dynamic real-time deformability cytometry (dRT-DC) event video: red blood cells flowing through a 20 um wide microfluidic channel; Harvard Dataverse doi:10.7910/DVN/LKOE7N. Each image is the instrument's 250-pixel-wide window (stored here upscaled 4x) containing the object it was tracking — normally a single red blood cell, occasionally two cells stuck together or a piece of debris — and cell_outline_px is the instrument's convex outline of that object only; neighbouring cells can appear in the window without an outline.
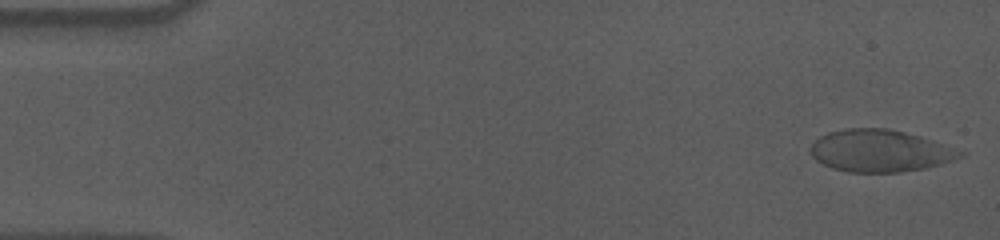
{"species": "human", "species_latin": "Homo sapiens", "temperature_condition": "cold", "stored_images_in_passage": 55, "camera_frame_rate_fps": 3000, "um_per_image_px": 0.085, "donor": {"sex": "male"}, "frame": {"image": 1, "passage_image": 1, "time_ms": 0.0, "image_size_px": [1000, 240], "cell_outline_px": [[968, 152], [964, 156], [940, 164], [924, 168], [900, 172], [848, 172], [832, 168], [816, 160], [812, 156], [808, 148], [820, 136], [828, 132], [848, 128], [888, 128], [904, 132]], "centroid_in_image_um": [74.77, 12.82], "position_along_channel_um": 10.2, "area_um2": 36.53}}
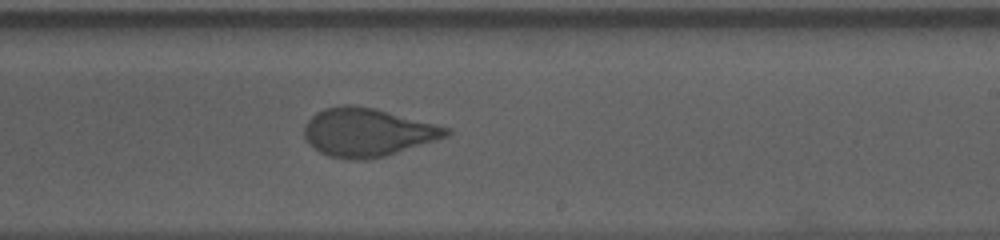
{"frame": {"image": 2, "passage_image": 33, "time_ms": 10.667, "image_size_px": [1000, 240], "cell_outline_px": [[452, 132], [448, 136], [436, 140], [384, 156], [368, 160], [348, 160], [328, 156], [320, 152], [308, 144], [304, 136], [304, 124], [316, 112], [324, 108], [344, 104], [356, 104], [376, 108], [452, 128]], "centroid_in_image_um": [31.22, 11.23], "position_along_channel_um": 257.8, "area_um2": 40.4}}
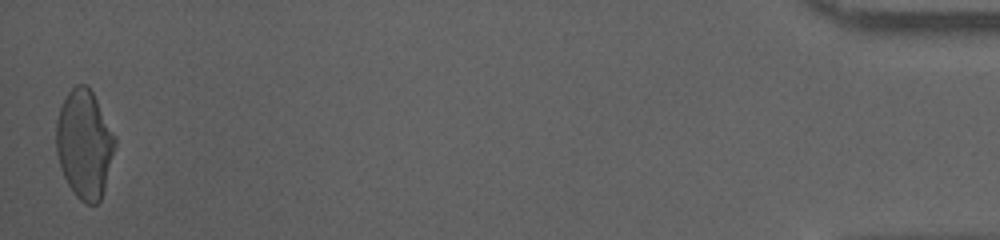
{"frame": {"image": 3, "passage_image": 55, "time_ms": 18.0, "image_size_px": [1000, 240], "cell_outline_px": [[116, 144], [104, 188], [100, 200], [96, 204], [88, 204], [80, 200], [76, 196], [68, 184], [60, 168], [56, 152], [56, 120], [60, 108], [68, 92], [76, 84], [84, 84], [92, 92], [116, 136]], "centroid_in_image_um": [7.16, 12.25], "position_along_channel_um": 428.0, "area_um2": 36.93}, "authors_computed_cell_mechanics": {"area_um2": 39.2462, "velocity_mm_per_s": 3.5871, "shape_relaxation_time_tau1_ms": 5.1927, "shape_relaxation_time_tau2_ms": null, "deformation_change_tau1": 0.164, "deformation_change_tau2": null}}